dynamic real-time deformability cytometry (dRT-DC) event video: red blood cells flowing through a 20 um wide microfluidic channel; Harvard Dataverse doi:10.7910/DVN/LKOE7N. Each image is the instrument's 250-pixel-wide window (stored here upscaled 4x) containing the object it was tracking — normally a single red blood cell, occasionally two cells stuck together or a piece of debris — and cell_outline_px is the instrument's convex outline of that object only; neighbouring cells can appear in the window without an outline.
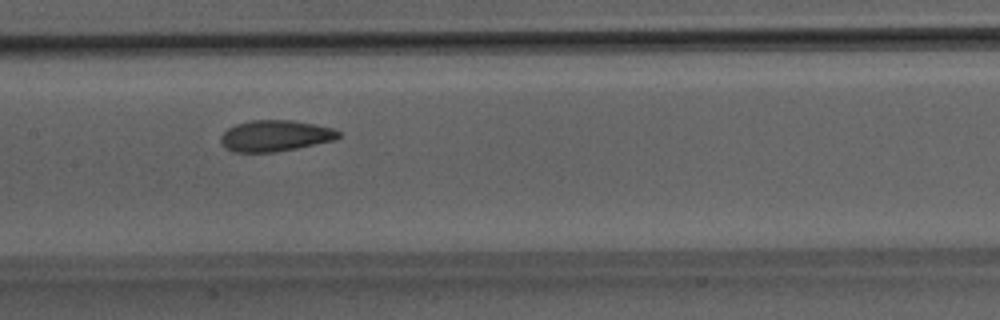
{"species": "Egyptian fruit bat (a non-hibernating species)", "species_latin": "Rousettus aegyptiacus", "temperature_condition": "room temperature", "stored_images_in_passage": 47, "camera_frame_rate_fps": 3000, "um_per_image_px": 0.085, "animal": {"sex": "male"}, "frame": {"image": 1, "passage_image": 22, "time_ms": 7.0, "image_size_px": [1000, 320], "cell_outline_px": [[340, 136], [336, 140], [296, 148], [272, 152], [232, 152], [220, 140], [220, 136], [228, 128], [236, 124], [252, 120], [292, 120], [316, 124], [332, 128], [340, 132]], "centroid_in_image_um": [23.41, 11.53], "position_along_channel_um": 184.0, "area_um2": 21.27}}
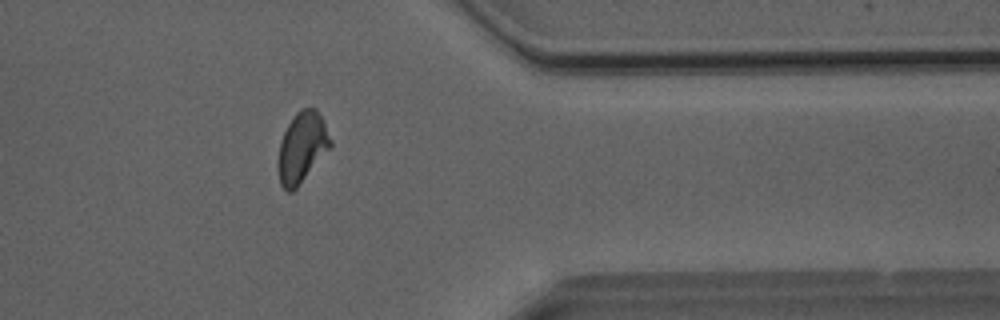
{"frame": {"image": 2, "passage_image": 38, "time_ms": 12.333, "image_size_px": [1000, 320], "cell_outline_px": [[332, 148], [296, 188], [292, 192], [288, 192], [280, 184], [280, 140], [292, 116], [300, 108], [316, 108], [324, 120], [332, 140]], "centroid_in_image_um": [25.73, 12.48], "position_along_channel_um": 385.7, "area_um2": 21.44}}
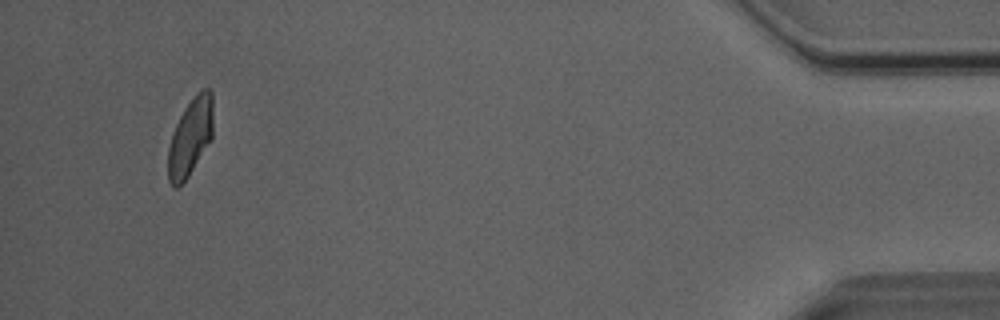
{"frame": {"image": 3, "passage_image": 45, "time_ms": 14.667, "image_size_px": [1000, 320], "cell_outline_px": [[212, 140], [188, 176], [176, 188], [168, 180], [168, 148], [172, 132], [184, 108], [196, 92], [200, 88], [208, 88], [212, 92]], "centroid_in_image_um": [16.19, 11.61], "position_along_channel_um": 419.0, "area_um2": 20.4}, "authors_computed_cell_mechanics": {"area_um2": 21.675, "velocity_mm_per_s": 4.033, "shape_relaxation_time_tau1_ms": 6.282, "shape_relaxation_time_tau2_ms": 2.3479, "deformation_change_tau1": 0.1611, "deformation_change_tau2": 0.0521}}